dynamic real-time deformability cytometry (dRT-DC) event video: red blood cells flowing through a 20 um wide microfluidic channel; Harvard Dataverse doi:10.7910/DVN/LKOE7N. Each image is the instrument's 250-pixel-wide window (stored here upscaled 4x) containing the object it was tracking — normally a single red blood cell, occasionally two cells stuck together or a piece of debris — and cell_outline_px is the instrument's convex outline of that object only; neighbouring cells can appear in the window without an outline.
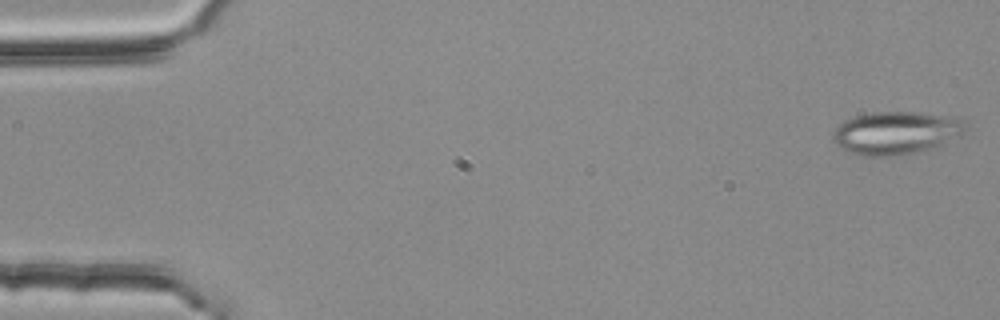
{"species": "common noctule bat (a hibernating species)", "species_latin": "Nyctalus noctula", "temperature_condition": "room temperature", "stored_images_in_passage": 16, "camera_frame_rate_fps": 3000, "um_per_image_px": 0.085, "animal": {"sex": "female", "body_mass_g": 25.1}, "frame": {"image": 1, "passage_image": 1, "time_ms": 0.0, "image_size_px": [1000, 320], "cell_outline_px": [[972, 128], [964, 136], [936, 148], [916, 152], [888, 156], [864, 156], [848, 152], [840, 148], [832, 140], [832, 136], [836, 128], [844, 120], [852, 116], [872, 112], [916, 112], [960, 116], [968, 120]], "centroid_in_image_um": [76.33, 11.28], "position_along_channel_um": 8.7, "area_um2": 34.51}}